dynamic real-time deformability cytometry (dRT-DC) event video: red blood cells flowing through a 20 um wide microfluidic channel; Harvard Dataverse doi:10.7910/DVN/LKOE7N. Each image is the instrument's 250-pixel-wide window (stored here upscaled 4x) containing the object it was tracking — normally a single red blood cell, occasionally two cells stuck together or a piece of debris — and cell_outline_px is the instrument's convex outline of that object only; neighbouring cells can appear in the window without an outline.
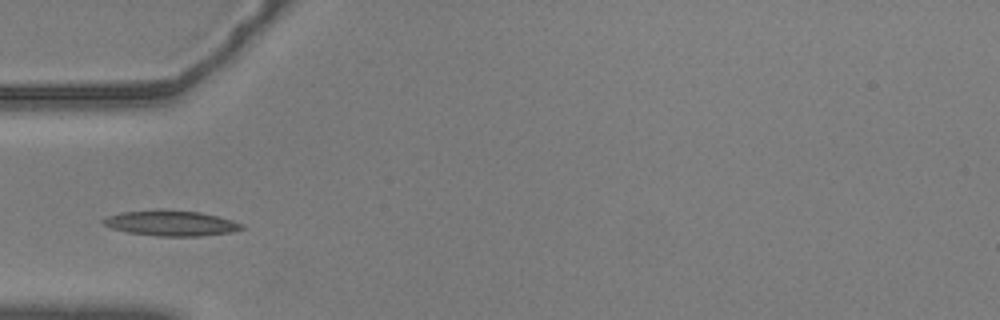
{"species": "common noctule bat (a hibernating species)", "species_latin": "Nyctalus noctula", "temperature_condition": "warm", "stored_images_in_passage": 39, "camera_frame_rate_fps": 3000, "um_per_image_px": 0.085, "animal": {"sex": "male", "body_mass_g": 20.5, "forearm_length_mm": 52.5}, "frame": {"image": 1, "passage_image": 1, "time_ms": 0.0, "image_size_px": [1000, 320], "cell_outline_px": [[248, 228], [232, 232], [200, 236], [156, 236], [128, 232], [112, 228], [104, 224], [100, 220], [108, 216], [120, 212], [160, 208], [200, 212], [232, 220], [244, 224]], "centroid_in_image_um": [14.56, 18.95], "position_along_channel_um": 70.4, "area_um2": 20.87}}
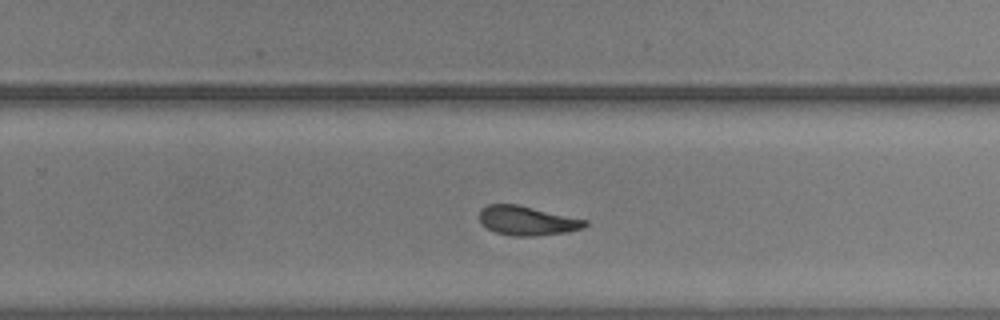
{"frame": {"image": 2, "passage_image": 19, "time_ms": 6.0, "image_size_px": [1000, 320], "cell_outline_px": [[588, 224], [584, 228], [564, 232], [532, 236], [512, 236], [496, 232], [488, 228], [480, 220], [480, 208], [488, 204], [516, 204], [588, 220]], "centroid_in_image_um": [44.81, 18.75], "position_along_channel_um": 285.0, "area_um2": 17.8}}
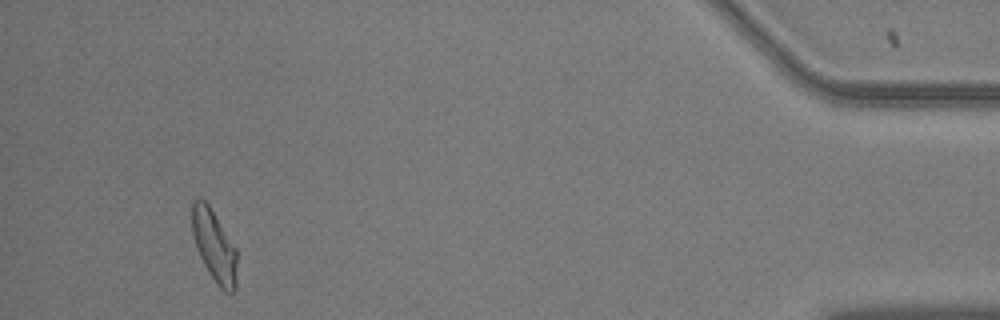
{"frame": {"image": 3, "passage_image": 36, "time_ms": 11.667, "image_size_px": [1000, 320], "cell_outline_px": [[236, 284], [232, 292], [224, 292], [220, 288], [208, 272], [196, 248], [192, 236], [192, 200], [204, 200], [208, 204], [236, 248]], "centroid_in_image_um": [18.19, 20.91], "position_along_channel_um": 417.0, "area_um2": 18.5}, "authors_computed_cell_mechanics": {"area_um2": 18.496, "velocity_mm_per_s": 3.5638, "shape_relaxation_time_tau1_ms": 5.357, "shape_relaxation_time_tau2_ms": 4.1284, "deformation_change_tau1": 0.1636, "deformation_change_tau2": 0.1045}}